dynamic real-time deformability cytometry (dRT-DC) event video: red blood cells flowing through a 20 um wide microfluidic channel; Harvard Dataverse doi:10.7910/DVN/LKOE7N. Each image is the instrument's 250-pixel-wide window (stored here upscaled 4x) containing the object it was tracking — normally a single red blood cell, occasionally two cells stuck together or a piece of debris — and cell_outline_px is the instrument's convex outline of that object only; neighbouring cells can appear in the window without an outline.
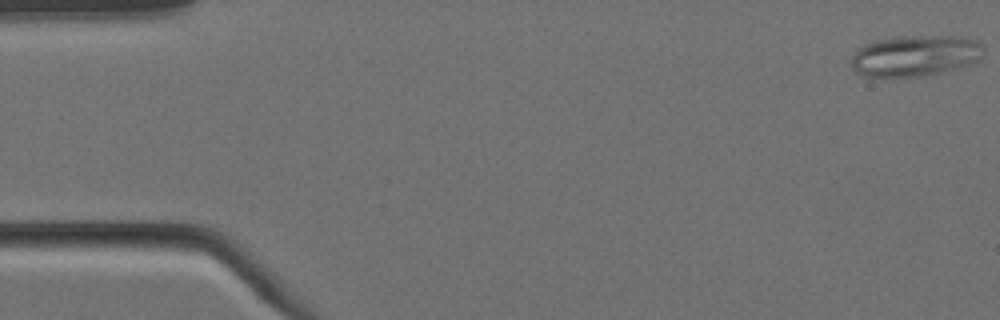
{"species": "Egyptian fruit bat (a non-hibernating species)", "species_latin": "Rousettus aegyptiacus", "temperature_condition": "cold", "stored_images_in_passage": 6, "camera_frame_rate_fps": 3000, "um_per_image_px": 0.085, "animal": {"sex": "female"}, "frame": {"image": 1, "passage_image": 1, "time_ms": 0.0, "image_size_px": [1000, 320], "cell_outline_px": [[984, 48], [980, 60], [968, 64], [940, 72], [920, 76], [864, 76], [856, 72], [852, 68], [852, 56], [856, 48], [872, 40], [904, 36], [960, 36], [976, 40]], "centroid_in_image_um": [77.76, 4.71], "position_along_channel_um": 7.2, "area_um2": 31.56}}